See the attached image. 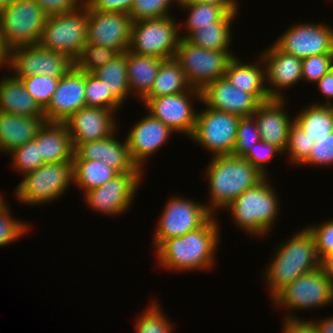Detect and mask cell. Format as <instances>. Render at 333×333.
<instances>
[{"instance_id": "6da1fadb", "label": "cell", "mask_w": 333, "mask_h": 333, "mask_svg": "<svg viewBox=\"0 0 333 333\" xmlns=\"http://www.w3.org/2000/svg\"><path fill=\"white\" fill-rule=\"evenodd\" d=\"M219 225L214 215L199 229L165 240L155 251L160 265L167 270H208L214 266L219 245Z\"/></svg>"}, {"instance_id": "7a4b0ae2", "label": "cell", "mask_w": 333, "mask_h": 333, "mask_svg": "<svg viewBox=\"0 0 333 333\" xmlns=\"http://www.w3.org/2000/svg\"><path fill=\"white\" fill-rule=\"evenodd\" d=\"M266 268L263 277L272 299L299 276L320 268L315 242L308 229L304 227L278 245Z\"/></svg>"}, {"instance_id": "3957f363", "label": "cell", "mask_w": 333, "mask_h": 333, "mask_svg": "<svg viewBox=\"0 0 333 333\" xmlns=\"http://www.w3.org/2000/svg\"><path fill=\"white\" fill-rule=\"evenodd\" d=\"M208 164L205 176L208 177L211 200L207 209L213 215L266 177L242 157L217 155Z\"/></svg>"}, {"instance_id": "277c9868", "label": "cell", "mask_w": 333, "mask_h": 333, "mask_svg": "<svg viewBox=\"0 0 333 333\" xmlns=\"http://www.w3.org/2000/svg\"><path fill=\"white\" fill-rule=\"evenodd\" d=\"M268 180L266 176L224 208L230 211L236 227L256 237L267 234L279 215V198Z\"/></svg>"}, {"instance_id": "5b68a950", "label": "cell", "mask_w": 333, "mask_h": 333, "mask_svg": "<svg viewBox=\"0 0 333 333\" xmlns=\"http://www.w3.org/2000/svg\"><path fill=\"white\" fill-rule=\"evenodd\" d=\"M47 18L35 0H14L0 11V34L9 50L39 44Z\"/></svg>"}, {"instance_id": "8992f818", "label": "cell", "mask_w": 333, "mask_h": 333, "mask_svg": "<svg viewBox=\"0 0 333 333\" xmlns=\"http://www.w3.org/2000/svg\"><path fill=\"white\" fill-rule=\"evenodd\" d=\"M88 8L82 4L64 14L48 16L39 45L75 61L86 43Z\"/></svg>"}, {"instance_id": "52a82bcc", "label": "cell", "mask_w": 333, "mask_h": 333, "mask_svg": "<svg viewBox=\"0 0 333 333\" xmlns=\"http://www.w3.org/2000/svg\"><path fill=\"white\" fill-rule=\"evenodd\" d=\"M73 182V161L44 163L23 176L15 189L17 200L39 205L57 200Z\"/></svg>"}, {"instance_id": "ba28073f", "label": "cell", "mask_w": 333, "mask_h": 333, "mask_svg": "<svg viewBox=\"0 0 333 333\" xmlns=\"http://www.w3.org/2000/svg\"><path fill=\"white\" fill-rule=\"evenodd\" d=\"M179 29L173 16L133 22L129 50L139 55L172 59L181 39Z\"/></svg>"}, {"instance_id": "9c48e42d", "label": "cell", "mask_w": 333, "mask_h": 333, "mask_svg": "<svg viewBox=\"0 0 333 333\" xmlns=\"http://www.w3.org/2000/svg\"><path fill=\"white\" fill-rule=\"evenodd\" d=\"M232 56L227 51L208 50L181 38L174 59L179 63L192 88L202 90L224 77Z\"/></svg>"}, {"instance_id": "30bf717a", "label": "cell", "mask_w": 333, "mask_h": 333, "mask_svg": "<svg viewBox=\"0 0 333 333\" xmlns=\"http://www.w3.org/2000/svg\"><path fill=\"white\" fill-rule=\"evenodd\" d=\"M207 206L209 204L197 203L181 196L170 197L154 229V251L165 240L185 235L202 227L213 216Z\"/></svg>"}, {"instance_id": "8fae6325", "label": "cell", "mask_w": 333, "mask_h": 333, "mask_svg": "<svg viewBox=\"0 0 333 333\" xmlns=\"http://www.w3.org/2000/svg\"><path fill=\"white\" fill-rule=\"evenodd\" d=\"M240 118L204 107L196 114L194 131L189 140L213 152V156L232 155Z\"/></svg>"}, {"instance_id": "7c38bea8", "label": "cell", "mask_w": 333, "mask_h": 333, "mask_svg": "<svg viewBox=\"0 0 333 333\" xmlns=\"http://www.w3.org/2000/svg\"><path fill=\"white\" fill-rule=\"evenodd\" d=\"M272 302L292 310L314 309L333 302V287L320 268L301 275L283 288ZM279 305V306H278Z\"/></svg>"}, {"instance_id": "4fadbf2b", "label": "cell", "mask_w": 333, "mask_h": 333, "mask_svg": "<svg viewBox=\"0 0 333 333\" xmlns=\"http://www.w3.org/2000/svg\"><path fill=\"white\" fill-rule=\"evenodd\" d=\"M191 98L201 101V91L191 87L183 93L143 98L141 101L153 117L167 125L173 132L183 133L190 138L197 114V111L193 110L194 104Z\"/></svg>"}, {"instance_id": "5bb4252c", "label": "cell", "mask_w": 333, "mask_h": 333, "mask_svg": "<svg viewBox=\"0 0 333 333\" xmlns=\"http://www.w3.org/2000/svg\"><path fill=\"white\" fill-rule=\"evenodd\" d=\"M273 44L284 53L300 59L333 54V29L321 23H297L281 34Z\"/></svg>"}, {"instance_id": "9a60e30c", "label": "cell", "mask_w": 333, "mask_h": 333, "mask_svg": "<svg viewBox=\"0 0 333 333\" xmlns=\"http://www.w3.org/2000/svg\"><path fill=\"white\" fill-rule=\"evenodd\" d=\"M144 173H119L100 187L84 194L86 204L105 215H120L131 207Z\"/></svg>"}, {"instance_id": "2e32d148", "label": "cell", "mask_w": 333, "mask_h": 333, "mask_svg": "<svg viewBox=\"0 0 333 333\" xmlns=\"http://www.w3.org/2000/svg\"><path fill=\"white\" fill-rule=\"evenodd\" d=\"M74 62L66 55L41 47H19L11 51L10 68L16 78H26L32 75H48L61 78L72 67Z\"/></svg>"}, {"instance_id": "e0dca14e", "label": "cell", "mask_w": 333, "mask_h": 333, "mask_svg": "<svg viewBox=\"0 0 333 333\" xmlns=\"http://www.w3.org/2000/svg\"><path fill=\"white\" fill-rule=\"evenodd\" d=\"M132 24L128 13L88 10L86 43L126 52L131 45Z\"/></svg>"}, {"instance_id": "ac0fdd59", "label": "cell", "mask_w": 333, "mask_h": 333, "mask_svg": "<svg viewBox=\"0 0 333 333\" xmlns=\"http://www.w3.org/2000/svg\"><path fill=\"white\" fill-rule=\"evenodd\" d=\"M86 107L85 72L74 66L61 78L48 106L43 110L46 122L65 123L81 108Z\"/></svg>"}, {"instance_id": "d6986e66", "label": "cell", "mask_w": 333, "mask_h": 333, "mask_svg": "<svg viewBox=\"0 0 333 333\" xmlns=\"http://www.w3.org/2000/svg\"><path fill=\"white\" fill-rule=\"evenodd\" d=\"M260 57L265 67L268 95L271 99H285L282 89L286 90L302 81V59L284 53L274 44L265 49Z\"/></svg>"}, {"instance_id": "ffe728a7", "label": "cell", "mask_w": 333, "mask_h": 333, "mask_svg": "<svg viewBox=\"0 0 333 333\" xmlns=\"http://www.w3.org/2000/svg\"><path fill=\"white\" fill-rule=\"evenodd\" d=\"M114 113L99 107H83L73 113L65 124L74 150L82 143L102 140L117 132Z\"/></svg>"}, {"instance_id": "44dd1931", "label": "cell", "mask_w": 333, "mask_h": 333, "mask_svg": "<svg viewBox=\"0 0 333 333\" xmlns=\"http://www.w3.org/2000/svg\"><path fill=\"white\" fill-rule=\"evenodd\" d=\"M173 131L150 113L131 128L126 142L133 163L143 171V164L170 139ZM169 138V139H168Z\"/></svg>"}, {"instance_id": "7402d4cb", "label": "cell", "mask_w": 333, "mask_h": 333, "mask_svg": "<svg viewBox=\"0 0 333 333\" xmlns=\"http://www.w3.org/2000/svg\"><path fill=\"white\" fill-rule=\"evenodd\" d=\"M205 107L227 112L239 117H250L261 104L252 94L238 90L225 78L207 84L201 90Z\"/></svg>"}, {"instance_id": "603a6c76", "label": "cell", "mask_w": 333, "mask_h": 333, "mask_svg": "<svg viewBox=\"0 0 333 333\" xmlns=\"http://www.w3.org/2000/svg\"><path fill=\"white\" fill-rule=\"evenodd\" d=\"M116 132L102 140L80 144L74 150L73 160H99L118 173H144L132 161L126 139L120 142Z\"/></svg>"}, {"instance_id": "cb8c5ba5", "label": "cell", "mask_w": 333, "mask_h": 333, "mask_svg": "<svg viewBox=\"0 0 333 333\" xmlns=\"http://www.w3.org/2000/svg\"><path fill=\"white\" fill-rule=\"evenodd\" d=\"M285 100L263 102L252 115L257 122L261 140L278 147L283 153L288 144L290 126L294 122L284 107Z\"/></svg>"}, {"instance_id": "d4e9b609", "label": "cell", "mask_w": 333, "mask_h": 333, "mask_svg": "<svg viewBox=\"0 0 333 333\" xmlns=\"http://www.w3.org/2000/svg\"><path fill=\"white\" fill-rule=\"evenodd\" d=\"M34 139L43 163L73 161L74 147L65 123L45 122Z\"/></svg>"}, {"instance_id": "484cf974", "label": "cell", "mask_w": 333, "mask_h": 333, "mask_svg": "<svg viewBox=\"0 0 333 333\" xmlns=\"http://www.w3.org/2000/svg\"><path fill=\"white\" fill-rule=\"evenodd\" d=\"M254 63L242 62L233 56L229 61L224 77L232 86L242 92L252 94L260 103L271 100L266 89L265 67H262V59ZM261 65V66H260Z\"/></svg>"}, {"instance_id": "4316f807", "label": "cell", "mask_w": 333, "mask_h": 333, "mask_svg": "<svg viewBox=\"0 0 333 333\" xmlns=\"http://www.w3.org/2000/svg\"><path fill=\"white\" fill-rule=\"evenodd\" d=\"M45 122L44 117H25L0 111V152L7 154L34 140Z\"/></svg>"}, {"instance_id": "83f0119b", "label": "cell", "mask_w": 333, "mask_h": 333, "mask_svg": "<svg viewBox=\"0 0 333 333\" xmlns=\"http://www.w3.org/2000/svg\"><path fill=\"white\" fill-rule=\"evenodd\" d=\"M0 111L25 117H44L43 110L14 74L0 81Z\"/></svg>"}, {"instance_id": "f1b7e54d", "label": "cell", "mask_w": 333, "mask_h": 333, "mask_svg": "<svg viewBox=\"0 0 333 333\" xmlns=\"http://www.w3.org/2000/svg\"><path fill=\"white\" fill-rule=\"evenodd\" d=\"M164 59L126 51V68L130 93L142 100L151 90Z\"/></svg>"}, {"instance_id": "f546056e", "label": "cell", "mask_w": 333, "mask_h": 333, "mask_svg": "<svg viewBox=\"0 0 333 333\" xmlns=\"http://www.w3.org/2000/svg\"><path fill=\"white\" fill-rule=\"evenodd\" d=\"M236 14H228L221 22H214L211 25L200 26L193 31L186 40L193 45L208 50L227 51L232 57L234 53L229 51L232 41V21Z\"/></svg>"}, {"instance_id": "4dcf8cb0", "label": "cell", "mask_w": 333, "mask_h": 333, "mask_svg": "<svg viewBox=\"0 0 333 333\" xmlns=\"http://www.w3.org/2000/svg\"><path fill=\"white\" fill-rule=\"evenodd\" d=\"M190 88L191 86L179 63L174 58L167 59L161 63L153 86L144 98L174 95L188 91Z\"/></svg>"}, {"instance_id": "1f68e13d", "label": "cell", "mask_w": 333, "mask_h": 333, "mask_svg": "<svg viewBox=\"0 0 333 333\" xmlns=\"http://www.w3.org/2000/svg\"><path fill=\"white\" fill-rule=\"evenodd\" d=\"M294 121L317 142L333 131V106L313 102L300 111Z\"/></svg>"}, {"instance_id": "d6a6232c", "label": "cell", "mask_w": 333, "mask_h": 333, "mask_svg": "<svg viewBox=\"0 0 333 333\" xmlns=\"http://www.w3.org/2000/svg\"><path fill=\"white\" fill-rule=\"evenodd\" d=\"M119 173L99 160H73V184L84 194L100 187Z\"/></svg>"}, {"instance_id": "836d02e7", "label": "cell", "mask_w": 333, "mask_h": 333, "mask_svg": "<svg viewBox=\"0 0 333 333\" xmlns=\"http://www.w3.org/2000/svg\"><path fill=\"white\" fill-rule=\"evenodd\" d=\"M94 74L104 82L108 91H111L122 103L130 95L128 75L126 68V52L119 53L103 67L95 70Z\"/></svg>"}, {"instance_id": "e575fe53", "label": "cell", "mask_w": 333, "mask_h": 333, "mask_svg": "<svg viewBox=\"0 0 333 333\" xmlns=\"http://www.w3.org/2000/svg\"><path fill=\"white\" fill-rule=\"evenodd\" d=\"M182 8L189 11V17H187L184 29H186L187 35H182L181 38H187L193 31L199 29L200 26L211 25L214 22H221L228 13L221 7L211 5L202 1H192L181 5Z\"/></svg>"}, {"instance_id": "d590c367", "label": "cell", "mask_w": 333, "mask_h": 333, "mask_svg": "<svg viewBox=\"0 0 333 333\" xmlns=\"http://www.w3.org/2000/svg\"><path fill=\"white\" fill-rule=\"evenodd\" d=\"M85 100L86 107H99L103 109H119L123 104L111 91H108L104 82L94 74L85 72Z\"/></svg>"}, {"instance_id": "8d00e7d4", "label": "cell", "mask_w": 333, "mask_h": 333, "mask_svg": "<svg viewBox=\"0 0 333 333\" xmlns=\"http://www.w3.org/2000/svg\"><path fill=\"white\" fill-rule=\"evenodd\" d=\"M119 53L108 47L85 43L79 57L74 61L77 70L93 73L112 61Z\"/></svg>"}, {"instance_id": "74e56055", "label": "cell", "mask_w": 333, "mask_h": 333, "mask_svg": "<svg viewBox=\"0 0 333 333\" xmlns=\"http://www.w3.org/2000/svg\"><path fill=\"white\" fill-rule=\"evenodd\" d=\"M154 302L152 301L136 319V333H172L174 331V325L171 324L156 301Z\"/></svg>"}, {"instance_id": "f35d334b", "label": "cell", "mask_w": 333, "mask_h": 333, "mask_svg": "<svg viewBox=\"0 0 333 333\" xmlns=\"http://www.w3.org/2000/svg\"><path fill=\"white\" fill-rule=\"evenodd\" d=\"M315 141L295 121L290 126L285 153L292 164L300 166L309 156Z\"/></svg>"}, {"instance_id": "ab89813d", "label": "cell", "mask_w": 333, "mask_h": 333, "mask_svg": "<svg viewBox=\"0 0 333 333\" xmlns=\"http://www.w3.org/2000/svg\"><path fill=\"white\" fill-rule=\"evenodd\" d=\"M19 79L42 110L48 106L59 82V78L48 75H32Z\"/></svg>"}, {"instance_id": "60d3db41", "label": "cell", "mask_w": 333, "mask_h": 333, "mask_svg": "<svg viewBox=\"0 0 333 333\" xmlns=\"http://www.w3.org/2000/svg\"><path fill=\"white\" fill-rule=\"evenodd\" d=\"M8 155L12 156L11 163H13L11 165H13V168H15L17 172H20L21 175L33 172L44 164L39 156L35 139L13 149Z\"/></svg>"}, {"instance_id": "b9f144b4", "label": "cell", "mask_w": 333, "mask_h": 333, "mask_svg": "<svg viewBox=\"0 0 333 333\" xmlns=\"http://www.w3.org/2000/svg\"><path fill=\"white\" fill-rule=\"evenodd\" d=\"M173 2L177 0H135L128 14L133 22L170 16Z\"/></svg>"}, {"instance_id": "7bdbcfd3", "label": "cell", "mask_w": 333, "mask_h": 333, "mask_svg": "<svg viewBox=\"0 0 333 333\" xmlns=\"http://www.w3.org/2000/svg\"><path fill=\"white\" fill-rule=\"evenodd\" d=\"M261 140L258 125L253 116L241 117L237 128V137L233 156L244 157L247 152Z\"/></svg>"}, {"instance_id": "ee69618b", "label": "cell", "mask_w": 333, "mask_h": 333, "mask_svg": "<svg viewBox=\"0 0 333 333\" xmlns=\"http://www.w3.org/2000/svg\"><path fill=\"white\" fill-rule=\"evenodd\" d=\"M7 205L0 211V246L12 244L30 229L27 222L15 220ZM27 223V224H26Z\"/></svg>"}, {"instance_id": "f6af8a7d", "label": "cell", "mask_w": 333, "mask_h": 333, "mask_svg": "<svg viewBox=\"0 0 333 333\" xmlns=\"http://www.w3.org/2000/svg\"><path fill=\"white\" fill-rule=\"evenodd\" d=\"M333 67V54L313 55L302 59V80L318 82Z\"/></svg>"}, {"instance_id": "bcb514c9", "label": "cell", "mask_w": 333, "mask_h": 333, "mask_svg": "<svg viewBox=\"0 0 333 333\" xmlns=\"http://www.w3.org/2000/svg\"><path fill=\"white\" fill-rule=\"evenodd\" d=\"M283 154V152L276 146L268 142L260 140L247 152L243 159L249 161L256 169H258L264 176H268L266 170V163L270 162L276 154Z\"/></svg>"}, {"instance_id": "7dc6e473", "label": "cell", "mask_w": 333, "mask_h": 333, "mask_svg": "<svg viewBox=\"0 0 333 333\" xmlns=\"http://www.w3.org/2000/svg\"><path fill=\"white\" fill-rule=\"evenodd\" d=\"M306 228L314 239L319 259L333 252V220L330 219V221H325L319 225H310Z\"/></svg>"}, {"instance_id": "c3c4849f", "label": "cell", "mask_w": 333, "mask_h": 333, "mask_svg": "<svg viewBox=\"0 0 333 333\" xmlns=\"http://www.w3.org/2000/svg\"><path fill=\"white\" fill-rule=\"evenodd\" d=\"M333 165V131L315 142L310 156L301 165Z\"/></svg>"}, {"instance_id": "681fc988", "label": "cell", "mask_w": 333, "mask_h": 333, "mask_svg": "<svg viewBox=\"0 0 333 333\" xmlns=\"http://www.w3.org/2000/svg\"><path fill=\"white\" fill-rule=\"evenodd\" d=\"M35 2L47 16L64 14L84 4V0H35Z\"/></svg>"}, {"instance_id": "f907efd6", "label": "cell", "mask_w": 333, "mask_h": 333, "mask_svg": "<svg viewBox=\"0 0 333 333\" xmlns=\"http://www.w3.org/2000/svg\"><path fill=\"white\" fill-rule=\"evenodd\" d=\"M135 0H84L88 10L129 13Z\"/></svg>"}, {"instance_id": "816d5d0a", "label": "cell", "mask_w": 333, "mask_h": 333, "mask_svg": "<svg viewBox=\"0 0 333 333\" xmlns=\"http://www.w3.org/2000/svg\"><path fill=\"white\" fill-rule=\"evenodd\" d=\"M282 333H317L311 320H302L293 314H287L284 317Z\"/></svg>"}, {"instance_id": "f5cc1de1", "label": "cell", "mask_w": 333, "mask_h": 333, "mask_svg": "<svg viewBox=\"0 0 333 333\" xmlns=\"http://www.w3.org/2000/svg\"><path fill=\"white\" fill-rule=\"evenodd\" d=\"M318 90L326 97V102L322 105L333 106V67L318 82H316ZM331 99V100H330Z\"/></svg>"}, {"instance_id": "db71d44e", "label": "cell", "mask_w": 333, "mask_h": 333, "mask_svg": "<svg viewBox=\"0 0 333 333\" xmlns=\"http://www.w3.org/2000/svg\"><path fill=\"white\" fill-rule=\"evenodd\" d=\"M205 3H209L211 5L219 6L223 8L228 14H236L238 13V3L236 0H199Z\"/></svg>"}, {"instance_id": "11a10c76", "label": "cell", "mask_w": 333, "mask_h": 333, "mask_svg": "<svg viewBox=\"0 0 333 333\" xmlns=\"http://www.w3.org/2000/svg\"><path fill=\"white\" fill-rule=\"evenodd\" d=\"M320 269L329 279L333 287V252L320 259Z\"/></svg>"}, {"instance_id": "9f6ffc18", "label": "cell", "mask_w": 333, "mask_h": 333, "mask_svg": "<svg viewBox=\"0 0 333 333\" xmlns=\"http://www.w3.org/2000/svg\"><path fill=\"white\" fill-rule=\"evenodd\" d=\"M315 326L317 333H333V317L323 318L321 320L311 321Z\"/></svg>"}, {"instance_id": "6f0895ef", "label": "cell", "mask_w": 333, "mask_h": 333, "mask_svg": "<svg viewBox=\"0 0 333 333\" xmlns=\"http://www.w3.org/2000/svg\"><path fill=\"white\" fill-rule=\"evenodd\" d=\"M11 51L6 46L4 38L0 34V67L8 66L10 68Z\"/></svg>"}, {"instance_id": "680465c9", "label": "cell", "mask_w": 333, "mask_h": 333, "mask_svg": "<svg viewBox=\"0 0 333 333\" xmlns=\"http://www.w3.org/2000/svg\"><path fill=\"white\" fill-rule=\"evenodd\" d=\"M14 0H0V11L9 6Z\"/></svg>"}, {"instance_id": "91938a15", "label": "cell", "mask_w": 333, "mask_h": 333, "mask_svg": "<svg viewBox=\"0 0 333 333\" xmlns=\"http://www.w3.org/2000/svg\"><path fill=\"white\" fill-rule=\"evenodd\" d=\"M2 197L3 195H0V211L7 205V203L4 202L5 200H3L4 198Z\"/></svg>"}, {"instance_id": "94428289", "label": "cell", "mask_w": 333, "mask_h": 333, "mask_svg": "<svg viewBox=\"0 0 333 333\" xmlns=\"http://www.w3.org/2000/svg\"><path fill=\"white\" fill-rule=\"evenodd\" d=\"M192 1H197V0H177V4L181 6L183 4H186V3L192 2Z\"/></svg>"}]
</instances>
